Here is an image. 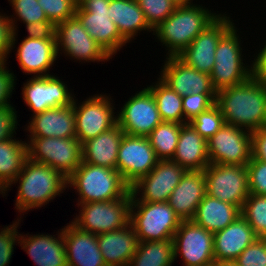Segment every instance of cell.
<instances>
[{"mask_svg": "<svg viewBox=\"0 0 266 266\" xmlns=\"http://www.w3.org/2000/svg\"><path fill=\"white\" fill-rule=\"evenodd\" d=\"M252 157L266 162V126L251 132Z\"/></svg>", "mask_w": 266, "mask_h": 266, "instance_id": "obj_50", "label": "cell"}, {"mask_svg": "<svg viewBox=\"0 0 266 266\" xmlns=\"http://www.w3.org/2000/svg\"><path fill=\"white\" fill-rule=\"evenodd\" d=\"M217 94H188L182 96V107L184 114V124L190 122L201 112L213 106L216 102Z\"/></svg>", "mask_w": 266, "mask_h": 266, "instance_id": "obj_42", "label": "cell"}, {"mask_svg": "<svg viewBox=\"0 0 266 266\" xmlns=\"http://www.w3.org/2000/svg\"><path fill=\"white\" fill-rule=\"evenodd\" d=\"M174 261L181 258L183 266L213 264V233L196 225L192 220L182 221L173 236Z\"/></svg>", "mask_w": 266, "mask_h": 266, "instance_id": "obj_17", "label": "cell"}, {"mask_svg": "<svg viewBox=\"0 0 266 266\" xmlns=\"http://www.w3.org/2000/svg\"><path fill=\"white\" fill-rule=\"evenodd\" d=\"M23 131L28 137H76L73 104L47 109L31 116Z\"/></svg>", "mask_w": 266, "mask_h": 266, "instance_id": "obj_23", "label": "cell"}, {"mask_svg": "<svg viewBox=\"0 0 266 266\" xmlns=\"http://www.w3.org/2000/svg\"><path fill=\"white\" fill-rule=\"evenodd\" d=\"M236 25L234 24L221 37L215 50V64L210 78L216 91L241 84L252 76V64L250 61L252 56L249 53H254V51H250L248 54L243 53L245 52L244 45H242L244 40H241L242 32ZM246 56L248 57L246 58ZM249 57L250 59H248Z\"/></svg>", "mask_w": 266, "mask_h": 266, "instance_id": "obj_5", "label": "cell"}, {"mask_svg": "<svg viewBox=\"0 0 266 266\" xmlns=\"http://www.w3.org/2000/svg\"><path fill=\"white\" fill-rule=\"evenodd\" d=\"M18 40V33H13L10 54L16 52L15 59L22 73L31 77L52 75L50 70L59 60L56 39L24 38L20 43Z\"/></svg>", "mask_w": 266, "mask_h": 266, "instance_id": "obj_19", "label": "cell"}, {"mask_svg": "<svg viewBox=\"0 0 266 266\" xmlns=\"http://www.w3.org/2000/svg\"><path fill=\"white\" fill-rule=\"evenodd\" d=\"M106 266H128L138 248V237L132 224L97 235Z\"/></svg>", "mask_w": 266, "mask_h": 266, "instance_id": "obj_27", "label": "cell"}, {"mask_svg": "<svg viewBox=\"0 0 266 266\" xmlns=\"http://www.w3.org/2000/svg\"><path fill=\"white\" fill-rule=\"evenodd\" d=\"M19 245L36 266H68L62 228L56 234H19Z\"/></svg>", "mask_w": 266, "mask_h": 266, "instance_id": "obj_22", "label": "cell"}, {"mask_svg": "<svg viewBox=\"0 0 266 266\" xmlns=\"http://www.w3.org/2000/svg\"><path fill=\"white\" fill-rule=\"evenodd\" d=\"M55 74L30 77L21 87L22 99L32 115L47 109L66 107L73 104L75 93L66 81Z\"/></svg>", "mask_w": 266, "mask_h": 266, "instance_id": "obj_14", "label": "cell"}, {"mask_svg": "<svg viewBox=\"0 0 266 266\" xmlns=\"http://www.w3.org/2000/svg\"><path fill=\"white\" fill-rule=\"evenodd\" d=\"M246 168L250 194L266 195V162L252 157Z\"/></svg>", "mask_w": 266, "mask_h": 266, "instance_id": "obj_44", "label": "cell"}, {"mask_svg": "<svg viewBox=\"0 0 266 266\" xmlns=\"http://www.w3.org/2000/svg\"><path fill=\"white\" fill-rule=\"evenodd\" d=\"M13 185L17 188L14 209H17L18 216L23 219L22 215L25 216L28 211L45 207L55 198L62 196L67 189V178L52 167L28 158L19 175L0 195L7 197Z\"/></svg>", "mask_w": 266, "mask_h": 266, "instance_id": "obj_1", "label": "cell"}, {"mask_svg": "<svg viewBox=\"0 0 266 266\" xmlns=\"http://www.w3.org/2000/svg\"><path fill=\"white\" fill-rule=\"evenodd\" d=\"M215 103L227 124L250 132L266 126V84L252 76L217 91Z\"/></svg>", "mask_w": 266, "mask_h": 266, "instance_id": "obj_2", "label": "cell"}, {"mask_svg": "<svg viewBox=\"0 0 266 266\" xmlns=\"http://www.w3.org/2000/svg\"><path fill=\"white\" fill-rule=\"evenodd\" d=\"M173 239L164 241H139L138 248L128 266H172Z\"/></svg>", "mask_w": 266, "mask_h": 266, "instance_id": "obj_33", "label": "cell"}, {"mask_svg": "<svg viewBox=\"0 0 266 266\" xmlns=\"http://www.w3.org/2000/svg\"><path fill=\"white\" fill-rule=\"evenodd\" d=\"M109 13L120 35L128 44L134 42L141 32L153 35L154 30L148 25L136 0H110Z\"/></svg>", "mask_w": 266, "mask_h": 266, "instance_id": "obj_28", "label": "cell"}, {"mask_svg": "<svg viewBox=\"0 0 266 266\" xmlns=\"http://www.w3.org/2000/svg\"><path fill=\"white\" fill-rule=\"evenodd\" d=\"M241 216L258 238H266V195L249 194L241 209Z\"/></svg>", "mask_w": 266, "mask_h": 266, "instance_id": "obj_36", "label": "cell"}, {"mask_svg": "<svg viewBox=\"0 0 266 266\" xmlns=\"http://www.w3.org/2000/svg\"><path fill=\"white\" fill-rule=\"evenodd\" d=\"M206 194L242 209L249 197L246 166L209 164L204 169Z\"/></svg>", "mask_w": 266, "mask_h": 266, "instance_id": "obj_12", "label": "cell"}, {"mask_svg": "<svg viewBox=\"0 0 266 266\" xmlns=\"http://www.w3.org/2000/svg\"><path fill=\"white\" fill-rule=\"evenodd\" d=\"M257 238L253 228L240 215L225 229L213 233L215 261H234Z\"/></svg>", "mask_w": 266, "mask_h": 266, "instance_id": "obj_26", "label": "cell"}, {"mask_svg": "<svg viewBox=\"0 0 266 266\" xmlns=\"http://www.w3.org/2000/svg\"><path fill=\"white\" fill-rule=\"evenodd\" d=\"M186 171L172 160H159L130 190L138 201L166 202Z\"/></svg>", "mask_w": 266, "mask_h": 266, "instance_id": "obj_20", "label": "cell"}, {"mask_svg": "<svg viewBox=\"0 0 266 266\" xmlns=\"http://www.w3.org/2000/svg\"><path fill=\"white\" fill-rule=\"evenodd\" d=\"M77 2L75 16L89 35L111 58H114L124 46L128 45V42L120 35L109 17L110 0H77Z\"/></svg>", "mask_w": 266, "mask_h": 266, "instance_id": "obj_10", "label": "cell"}, {"mask_svg": "<svg viewBox=\"0 0 266 266\" xmlns=\"http://www.w3.org/2000/svg\"><path fill=\"white\" fill-rule=\"evenodd\" d=\"M19 217L12 224L0 228V266H9L14 254L15 245L19 246L20 224ZM19 231V232H18Z\"/></svg>", "mask_w": 266, "mask_h": 266, "instance_id": "obj_40", "label": "cell"}, {"mask_svg": "<svg viewBox=\"0 0 266 266\" xmlns=\"http://www.w3.org/2000/svg\"><path fill=\"white\" fill-rule=\"evenodd\" d=\"M158 161L146 136L123 135L119 145L116 170L130 187L147 175Z\"/></svg>", "mask_w": 266, "mask_h": 266, "instance_id": "obj_18", "label": "cell"}, {"mask_svg": "<svg viewBox=\"0 0 266 266\" xmlns=\"http://www.w3.org/2000/svg\"><path fill=\"white\" fill-rule=\"evenodd\" d=\"M62 227L68 266H106L97 235L79 229L71 221Z\"/></svg>", "mask_w": 266, "mask_h": 266, "instance_id": "obj_24", "label": "cell"}, {"mask_svg": "<svg viewBox=\"0 0 266 266\" xmlns=\"http://www.w3.org/2000/svg\"><path fill=\"white\" fill-rule=\"evenodd\" d=\"M124 134L121 127L116 124L108 131L84 142L82 144V161L116 169L119 145Z\"/></svg>", "mask_w": 266, "mask_h": 266, "instance_id": "obj_30", "label": "cell"}, {"mask_svg": "<svg viewBox=\"0 0 266 266\" xmlns=\"http://www.w3.org/2000/svg\"><path fill=\"white\" fill-rule=\"evenodd\" d=\"M241 215V209L205 194L192 221L207 231L215 233L225 229Z\"/></svg>", "mask_w": 266, "mask_h": 266, "instance_id": "obj_31", "label": "cell"}, {"mask_svg": "<svg viewBox=\"0 0 266 266\" xmlns=\"http://www.w3.org/2000/svg\"><path fill=\"white\" fill-rule=\"evenodd\" d=\"M72 189L78 196L76 205H79L117 200L130 191V186L116 169L82 161L67 178V191Z\"/></svg>", "mask_w": 266, "mask_h": 266, "instance_id": "obj_4", "label": "cell"}, {"mask_svg": "<svg viewBox=\"0 0 266 266\" xmlns=\"http://www.w3.org/2000/svg\"><path fill=\"white\" fill-rule=\"evenodd\" d=\"M27 138L28 158L52 167L65 178H68L82 163V145L76 137Z\"/></svg>", "mask_w": 266, "mask_h": 266, "instance_id": "obj_8", "label": "cell"}, {"mask_svg": "<svg viewBox=\"0 0 266 266\" xmlns=\"http://www.w3.org/2000/svg\"><path fill=\"white\" fill-rule=\"evenodd\" d=\"M181 125L177 122L162 121L147 136L159 160H172L174 157Z\"/></svg>", "mask_w": 266, "mask_h": 266, "instance_id": "obj_35", "label": "cell"}, {"mask_svg": "<svg viewBox=\"0 0 266 266\" xmlns=\"http://www.w3.org/2000/svg\"><path fill=\"white\" fill-rule=\"evenodd\" d=\"M266 38V37H265ZM261 45V46H260ZM258 51H255L251 59L252 64V77L266 84V40L260 43Z\"/></svg>", "mask_w": 266, "mask_h": 266, "instance_id": "obj_49", "label": "cell"}, {"mask_svg": "<svg viewBox=\"0 0 266 266\" xmlns=\"http://www.w3.org/2000/svg\"><path fill=\"white\" fill-rule=\"evenodd\" d=\"M227 10L201 31L178 55L188 66L211 74L215 64V50L221 37L235 24ZM229 14V15H228Z\"/></svg>", "mask_w": 266, "mask_h": 266, "instance_id": "obj_16", "label": "cell"}, {"mask_svg": "<svg viewBox=\"0 0 266 266\" xmlns=\"http://www.w3.org/2000/svg\"><path fill=\"white\" fill-rule=\"evenodd\" d=\"M6 61L0 56V66L3 65Z\"/></svg>", "mask_w": 266, "mask_h": 266, "instance_id": "obj_53", "label": "cell"}, {"mask_svg": "<svg viewBox=\"0 0 266 266\" xmlns=\"http://www.w3.org/2000/svg\"><path fill=\"white\" fill-rule=\"evenodd\" d=\"M143 87L116 110L117 124L127 135L147 137L162 122L152 92Z\"/></svg>", "mask_w": 266, "mask_h": 266, "instance_id": "obj_15", "label": "cell"}, {"mask_svg": "<svg viewBox=\"0 0 266 266\" xmlns=\"http://www.w3.org/2000/svg\"><path fill=\"white\" fill-rule=\"evenodd\" d=\"M104 93L89 95L81 102L74 98L76 138L81 145L117 124L115 100L110 93Z\"/></svg>", "mask_w": 266, "mask_h": 266, "instance_id": "obj_9", "label": "cell"}, {"mask_svg": "<svg viewBox=\"0 0 266 266\" xmlns=\"http://www.w3.org/2000/svg\"><path fill=\"white\" fill-rule=\"evenodd\" d=\"M213 266H237L233 261H228V262H217L215 261L213 263Z\"/></svg>", "mask_w": 266, "mask_h": 266, "instance_id": "obj_52", "label": "cell"}, {"mask_svg": "<svg viewBox=\"0 0 266 266\" xmlns=\"http://www.w3.org/2000/svg\"><path fill=\"white\" fill-rule=\"evenodd\" d=\"M145 15L148 25L154 30L175 10L171 0H136Z\"/></svg>", "mask_w": 266, "mask_h": 266, "instance_id": "obj_39", "label": "cell"}, {"mask_svg": "<svg viewBox=\"0 0 266 266\" xmlns=\"http://www.w3.org/2000/svg\"><path fill=\"white\" fill-rule=\"evenodd\" d=\"M19 137L0 142V194L23 169L28 159L27 142Z\"/></svg>", "mask_w": 266, "mask_h": 266, "instance_id": "obj_32", "label": "cell"}, {"mask_svg": "<svg viewBox=\"0 0 266 266\" xmlns=\"http://www.w3.org/2000/svg\"><path fill=\"white\" fill-rule=\"evenodd\" d=\"M15 105H7L0 108V142L14 138L19 129L18 111ZM18 118V119H17Z\"/></svg>", "mask_w": 266, "mask_h": 266, "instance_id": "obj_45", "label": "cell"}, {"mask_svg": "<svg viewBox=\"0 0 266 266\" xmlns=\"http://www.w3.org/2000/svg\"><path fill=\"white\" fill-rule=\"evenodd\" d=\"M12 7L13 14L9 15L13 33L19 32V24H28L31 22H38L48 20L47 16L41 6L38 5L37 0H8ZM20 21V23H18Z\"/></svg>", "mask_w": 266, "mask_h": 266, "instance_id": "obj_37", "label": "cell"}, {"mask_svg": "<svg viewBox=\"0 0 266 266\" xmlns=\"http://www.w3.org/2000/svg\"><path fill=\"white\" fill-rule=\"evenodd\" d=\"M207 152L211 164L246 166L252 158L251 132L224 123L207 140Z\"/></svg>", "mask_w": 266, "mask_h": 266, "instance_id": "obj_13", "label": "cell"}, {"mask_svg": "<svg viewBox=\"0 0 266 266\" xmlns=\"http://www.w3.org/2000/svg\"><path fill=\"white\" fill-rule=\"evenodd\" d=\"M47 19L55 25L75 16L77 0H37Z\"/></svg>", "mask_w": 266, "mask_h": 266, "instance_id": "obj_41", "label": "cell"}, {"mask_svg": "<svg viewBox=\"0 0 266 266\" xmlns=\"http://www.w3.org/2000/svg\"><path fill=\"white\" fill-rule=\"evenodd\" d=\"M146 87L152 92L162 121L184 124L182 96L172 90L159 77Z\"/></svg>", "mask_w": 266, "mask_h": 266, "instance_id": "obj_34", "label": "cell"}, {"mask_svg": "<svg viewBox=\"0 0 266 266\" xmlns=\"http://www.w3.org/2000/svg\"><path fill=\"white\" fill-rule=\"evenodd\" d=\"M182 220L168 202H141L133 195L130 223L139 241L173 239Z\"/></svg>", "mask_w": 266, "mask_h": 266, "instance_id": "obj_6", "label": "cell"}, {"mask_svg": "<svg viewBox=\"0 0 266 266\" xmlns=\"http://www.w3.org/2000/svg\"><path fill=\"white\" fill-rule=\"evenodd\" d=\"M27 36L24 38H34V39H56V25L51 20H43L38 22H31L24 24Z\"/></svg>", "mask_w": 266, "mask_h": 266, "instance_id": "obj_47", "label": "cell"}, {"mask_svg": "<svg viewBox=\"0 0 266 266\" xmlns=\"http://www.w3.org/2000/svg\"><path fill=\"white\" fill-rule=\"evenodd\" d=\"M233 262L237 266H266V238H257Z\"/></svg>", "mask_w": 266, "mask_h": 266, "instance_id": "obj_43", "label": "cell"}, {"mask_svg": "<svg viewBox=\"0 0 266 266\" xmlns=\"http://www.w3.org/2000/svg\"><path fill=\"white\" fill-rule=\"evenodd\" d=\"M7 14L0 12V56L6 62L9 60L13 35V29Z\"/></svg>", "mask_w": 266, "mask_h": 266, "instance_id": "obj_48", "label": "cell"}, {"mask_svg": "<svg viewBox=\"0 0 266 266\" xmlns=\"http://www.w3.org/2000/svg\"><path fill=\"white\" fill-rule=\"evenodd\" d=\"M206 194L204 170H188L168 198V204L182 221L192 220Z\"/></svg>", "mask_w": 266, "mask_h": 266, "instance_id": "obj_25", "label": "cell"}, {"mask_svg": "<svg viewBox=\"0 0 266 266\" xmlns=\"http://www.w3.org/2000/svg\"><path fill=\"white\" fill-rule=\"evenodd\" d=\"M176 6H187L195 3L194 0H171ZM194 1V2H193Z\"/></svg>", "mask_w": 266, "mask_h": 266, "instance_id": "obj_51", "label": "cell"}, {"mask_svg": "<svg viewBox=\"0 0 266 266\" xmlns=\"http://www.w3.org/2000/svg\"><path fill=\"white\" fill-rule=\"evenodd\" d=\"M8 63L5 62L0 66V108L13 105L10 99L12 94H14L13 92H16L14 87L17 84V76L14 71L9 69Z\"/></svg>", "mask_w": 266, "mask_h": 266, "instance_id": "obj_46", "label": "cell"}, {"mask_svg": "<svg viewBox=\"0 0 266 266\" xmlns=\"http://www.w3.org/2000/svg\"><path fill=\"white\" fill-rule=\"evenodd\" d=\"M158 77L181 96L188 94H217L210 75L188 66L178 56L163 58Z\"/></svg>", "mask_w": 266, "mask_h": 266, "instance_id": "obj_21", "label": "cell"}, {"mask_svg": "<svg viewBox=\"0 0 266 266\" xmlns=\"http://www.w3.org/2000/svg\"><path fill=\"white\" fill-rule=\"evenodd\" d=\"M132 192L113 201L87 202L77 205L78 214L71 222L79 229L99 235L130 223Z\"/></svg>", "mask_w": 266, "mask_h": 266, "instance_id": "obj_7", "label": "cell"}, {"mask_svg": "<svg viewBox=\"0 0 266 266\" xmlns=\"http://www.w3.org/2000/svg\"><path fill=\"white\" fill-rule=\"evenodd\" d=\"M189 123L207 141L220 130L225 121L220 108L215 103L197 115Z\"/></svg>", "mask_w": 266, "mask_h": 266, "instance_id": "obj_38", "label": "cell"}, {"mask_svg": "<svg viewBox=\"0 0 266 266\" xmlns=\"http://www.w3.org/2000/svg\"><path fill=\"white\" fill-rule=\"evenodd\" d=\"M195 1L192 5L176 6L174 12L154 29V41L162 48L164 46L165 57L178 56L221 14V11L216 12Z\"/></svg>", "mask_w": 266, "mask_h": 266, "instance_id": "obj_3", "label": "cell"}, {"mask_svg": "<svg viewBox=\"0 0 266 266\" xmlns=\"http://www.w3.org/2000/svg\"><path fill=\"white\" fill-rule=\"evenodd\" d=\"M55 37L59 58L63 55L73 62L87 65L89 62L104 64L112 61L76 16L56 24Z\"/></svg>", "mask_w": 266, "mask_h": 266, "instance_id": "obj_11", "label": "cell"}, {"mask_svg": "<svg viewBox=\"0 0 266 266\" xmlns=\"http://www.w3.org/2000/svg\"><path fill=\"white\" fill-rule=\"evenodd\" d=\"M172 161L187 171L204 170L210 164L207 141L189 122L181 125L177 149Z\"/></svg>", "mask_w": 266, "mask_h": 266, "instance_id": "obj_29", "label": "cell"}]
</instances>
